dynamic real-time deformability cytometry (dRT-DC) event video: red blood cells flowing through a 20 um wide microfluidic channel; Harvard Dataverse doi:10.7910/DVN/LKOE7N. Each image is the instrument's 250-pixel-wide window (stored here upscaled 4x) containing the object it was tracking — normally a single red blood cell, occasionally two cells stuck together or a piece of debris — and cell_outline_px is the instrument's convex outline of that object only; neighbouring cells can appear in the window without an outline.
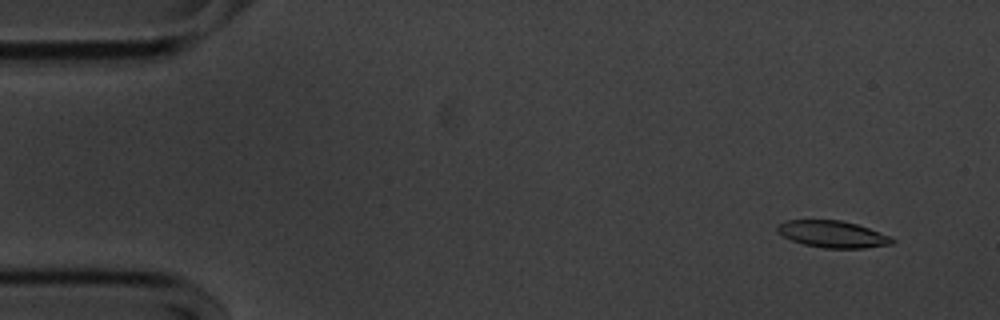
{"species": "common noctule bat (a hibernating species)", "species_latin": "Nyctalus noctula", "temperature_condition": "cold", "stored_images_in_passage": 55, "camera_frame_rate_fps": 3000, "um_per_image_px": 0.085, "animal": {"sex": "male", "body_mass_g": 20.1, "forearm_length_mm": 53.5}, "frame": {"image": 1, "passage_image": 4, "time_ms": 1.0, "image_size_px": [1000, 320], "cell_outline_px": [[896, 240], [892, 244], [864, 248], [824, 248], [804, 244], [792, 240], [784, 236], [776, 228], [784, 220], [840, 220], [856, 224], [868, 228], [888, 236]], "centroid_in_image_um": [70.78, 19.9], "position_along_channel_um": 14.2, "area_um2": 17.63}}
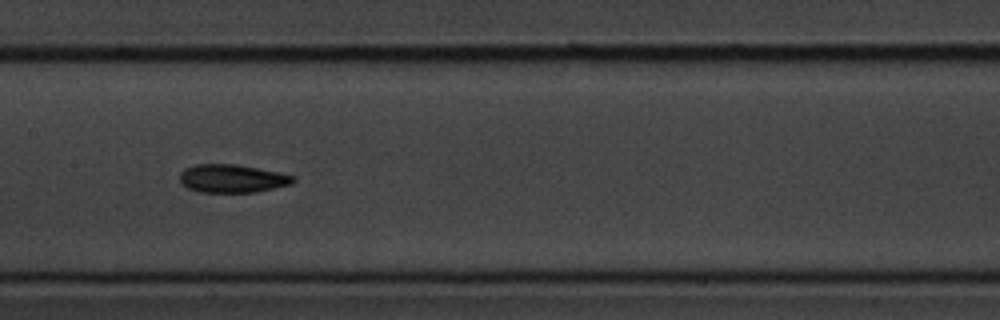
{"frame": {"image": 2, "passage_image": 27, "time_ms": 8.667, "image_size_px": [1000, 320], "cell_outline_px": [[296, 180], [292, 184], [256, 192], [200, 192], [188, 188], [180, 184], [180, 172], [184, 168], [196, 164], [236, 164], [280, 172], [296, 176]], "centroid_in_image_um": [19.74, 15.17], "position_along_channel_um": 187.7, "area_um2": 18.84}}
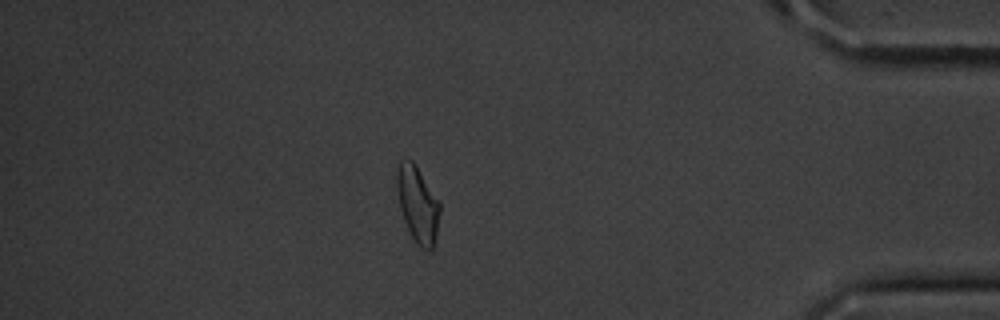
{"frame": {"image": 3, "passage_image": 48, "time_ms": 15.667, "image_size_px": [1000, 320], "cell_outline_px": [[440, 212], [432, 252], [428, 252], [420, 248], [416, 244], [404, 220], [400, 208], [396, 188], [396, 168], [400, 160], [412, 160], [416, 164], [440, 200]], "centroid_in_image_um": [35.5, 17.35], "position_along_channel_um": 399.7, "area_um2": 19.42}, "authors_computed_cell_mechanics": {"area_um2": 18.8428, "velocity_mm_per_s": 3.5825, "shape_relaxation_time_tau1_ms": 3.1793, "shape_relaxation_time_tau2_ms": 5.3159, "deformation_change_tau1": 0.1302, "deformation_change_tau2": 0.11}}